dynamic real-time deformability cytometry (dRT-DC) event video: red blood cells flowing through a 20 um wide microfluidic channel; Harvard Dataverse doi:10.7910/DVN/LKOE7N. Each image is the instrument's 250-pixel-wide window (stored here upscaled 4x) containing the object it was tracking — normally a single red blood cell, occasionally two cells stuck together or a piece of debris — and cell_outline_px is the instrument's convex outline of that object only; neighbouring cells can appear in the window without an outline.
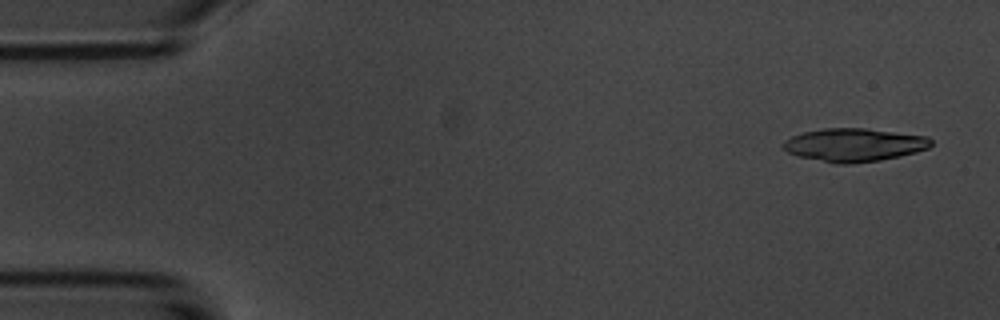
{"species": "common noctule bat (a hibernating species)", "species_latin": "Nyctalus noctula", "temperature_condition": "room temperature", "stored_images_in_passage": 6, "camera_frame_rate_fps": 3000, "um_per_image_px": 0.085, "animal": {"sex": "male", "body_mass_g": 20.1, "forearm_length_mm": 53.5}, "frame": {"image": 1, "passage_image": 1, "time_ms": 0.0, "image_size_px": [1000, 320], "cell_outline_px": [[932, 144], [928, 148], [916, 152], [900, 156], [880, 160], [852, 164], [836, 164], [800, 156], [788, 152], [784, 148], [784, 140], [792, 136], [804, 132], [824, 128], [868, 128], [928, 136], [932, 140]], "centroid_in_image_um": [72.64, 12.31], "position_along_channel_um": 12.4, "area_um2": 28.61}}